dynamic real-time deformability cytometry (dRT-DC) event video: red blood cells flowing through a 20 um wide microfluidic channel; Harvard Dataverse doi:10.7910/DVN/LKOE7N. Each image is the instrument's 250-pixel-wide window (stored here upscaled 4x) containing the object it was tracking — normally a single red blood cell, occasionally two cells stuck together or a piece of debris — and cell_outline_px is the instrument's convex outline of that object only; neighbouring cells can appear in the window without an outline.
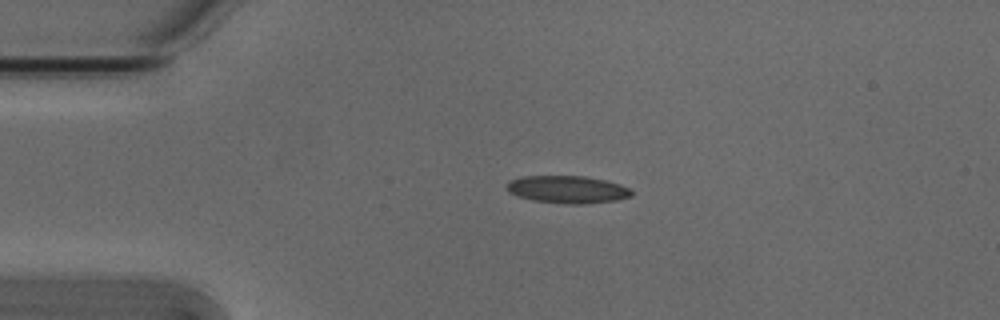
{"species": "Egyptian fruit bat (a non-hibernating species)", "species_latin": "Rousettus aegyptiacus", "temperature_condition": "cold", "stored_images_in_passage": 30, "camera_frame_rate_fps": 3000, "um_per_image_px": 0.085, "animal": {"sex": "male"}, "frame": {"image": 1, "passage_image": 1, "time_ms": 0.0, "image_size_px": [1000, 320], "cell_outline_px": [[632, 196], [616, 200], [580, 204], [568, 204], [532, 200], [508, 192], [508, 180], [524, 176], [584, 176], [604, 180], [620, 184], [628, 188], [632, 192]], "centroid_in_image_um": [48.23, 16.1], "position_along_channel_um": 36.8, "area_um2": 19.77}}
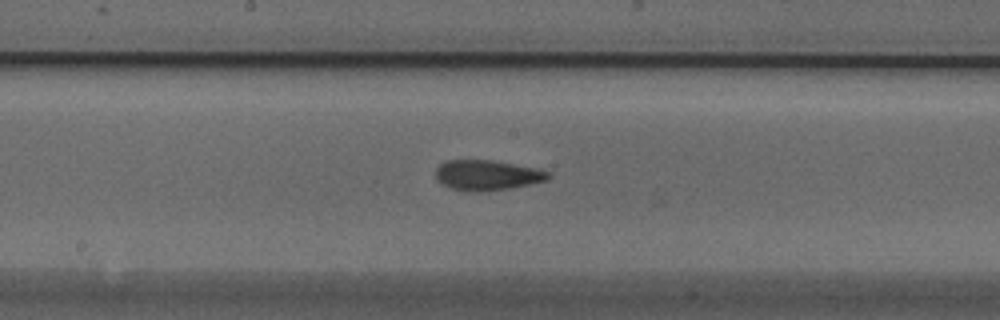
{"frame": {"image": 2, "passage_image": 17, "time_ms": 5.333, "image_size_px": [1000, 320], "cell_outline_px": [[552, 176], [548, 180], [508, 188], [480, 192], [468, 192], [448, 188], [440, 184], [436, 180], [436, 168], [440, 164], [448, 160], [492, 160], [532, 168], [548, 172]], "centroid_in_image_um": [41.32, 14.9], "position_along_channel_um": 206.9, "area_um2": 19.77}}
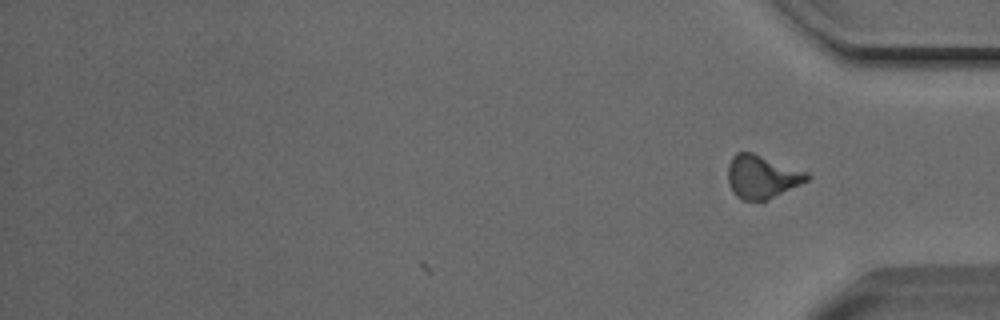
{"frame": {"image": 3, "passage_image": 30, "time_ms": 9.667, "image_size_px": [1000, 320], "cell_outline_px": [[812, 176], [808, 180], [768, 200], [740, 200], [732, 192], [728, 184], [728, 164], [732, 156], [736, 152], [752, 152], [808, 172]], "centroid_in_image_um": [64.74, 15.02], "position_along_channel_um": 370.5, "area_um2": 20.06}, "authors_computed_cell_mechanics": {"area_um2": 19.7098, "velocity_mm_per_s": 3.8257, "shape_relaxation_time_tau1_ms": 7.1593, "shape_relaxation_time_tau2_ms": 3.2147, "deformation_change_tau1": 0.1564, "deformation_change_tau2": 0.0884}}